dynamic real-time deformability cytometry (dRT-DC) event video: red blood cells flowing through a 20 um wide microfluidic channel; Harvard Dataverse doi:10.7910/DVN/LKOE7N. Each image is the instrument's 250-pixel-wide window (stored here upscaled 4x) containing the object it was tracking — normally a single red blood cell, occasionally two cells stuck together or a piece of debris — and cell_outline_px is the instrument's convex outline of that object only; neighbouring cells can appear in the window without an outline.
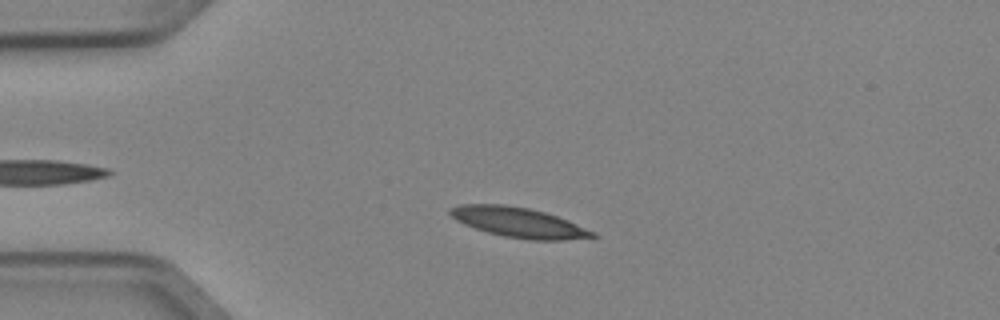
{"species": "Egyptian fruit bat (a non-hibernating species)", "species_latin": "Rousettus aegyptiacus", "temperature_condition": "cold", "stored_images_in_passage": 3, "camera_frame_rate_fps": 3000, "um_per_image_px": 0.085, "animal": {"sex": "female"}, "frame": {"image": 1, "passage_image": 2, "time_ms": 0.333, "image_size_px": [1000, 320], "cell_outline_px": [[596, 236], [564, 240], [532, 240], [504, 236], [488, 232], [464, 224], [456, 220], [448, 212], [448, 208], [460, 204], [504, 204], [528, 208], [544, 212], [568, 220], [596, 232]], "centroid_in_image_um": [44.06, 18.89], "position_along_channel_um": 40.9, "area_um2": 24.68}}